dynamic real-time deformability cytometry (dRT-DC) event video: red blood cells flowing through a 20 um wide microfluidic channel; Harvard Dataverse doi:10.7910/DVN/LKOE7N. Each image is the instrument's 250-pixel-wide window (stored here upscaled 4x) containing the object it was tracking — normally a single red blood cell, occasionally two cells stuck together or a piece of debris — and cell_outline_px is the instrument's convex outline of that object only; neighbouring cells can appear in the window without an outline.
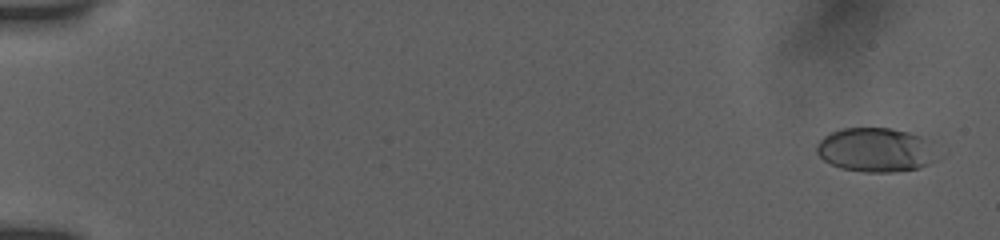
{"species": "human", "species_latin": "Homo sapiens", "temperature_condition": "room temperature", "stored_images_in_passage": 47, "camera_frame_rate_fps": 3000, "um_per_image_px": 0.085, "donor": {"sex": "female"}, "frame": {"image": 1, "passage_image": 3, "time_ms": 0.667, "image_size_px": [1000, 240], "cell_outline_px": [[940, 160], [920, 168], [892, 172], [864, 172], [840, 168], [824, 160], [816, 152], [816, 144], [824, 136], [832, 132], [844, 128], [892, 128], [908, 132], [932, 140], [940, 156]], "centroid_in_image_um": [74.53, 12.75], "position_along_channel_um": 10.5, "area_um2": 31.67}}
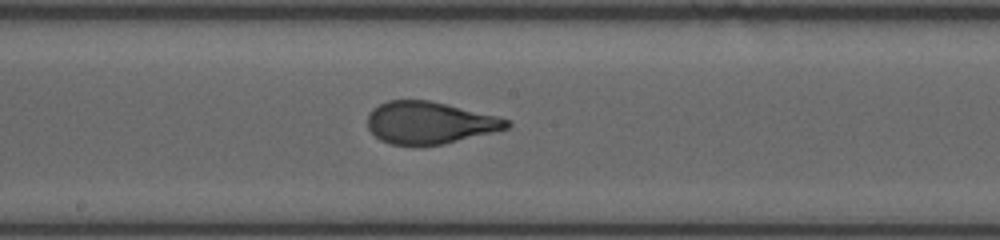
{"frame": {"image": 2, "passage_image": 29, "time_ms": 10.333, "image_size_px": [1000, 240], "cell_outline_px": [[512, 124], [508, 128], [444, 144], [392, 144], [380, 140], [368, 128], [368, 116], [372, 108], [388, 100], [428, 100], [496, 116], [508, 120]], "centroid_in_image_um": [36.49, 10.42], "position_along_channel_um": 211.7, "area_um2": 33.58}}
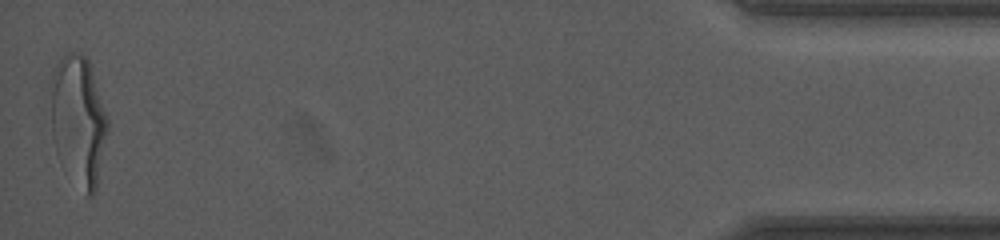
{"frame": {"image": 3, "passage_image": 47, "time_ms": 18.0, "image_size_px": [1000, 240], "cell_outline_px": [[108, 128], [96, 188], [92, 196], [84, 196], [56, 152], [52, 136], [52, 76], [56, 64], [60, 56], [68, 52], [76, 52], [84, 56], [88, 60], [108, 120]], "centroid_in_image_um": [6.66, 10.24], "position_along_channel_um": 428.5, "area_um2": 42.25}, "authors_computed_cell_mechanics": {"area_um2": 33.9286, "velocity_mm_per_s": 3.8784, "shape_relaxation_time_tau1_ms": 5.126, "shape_relaxation_time_tau2_ms": null, "deformation_change_tau1": 0.2163, "deformation_change_tau2": null}}